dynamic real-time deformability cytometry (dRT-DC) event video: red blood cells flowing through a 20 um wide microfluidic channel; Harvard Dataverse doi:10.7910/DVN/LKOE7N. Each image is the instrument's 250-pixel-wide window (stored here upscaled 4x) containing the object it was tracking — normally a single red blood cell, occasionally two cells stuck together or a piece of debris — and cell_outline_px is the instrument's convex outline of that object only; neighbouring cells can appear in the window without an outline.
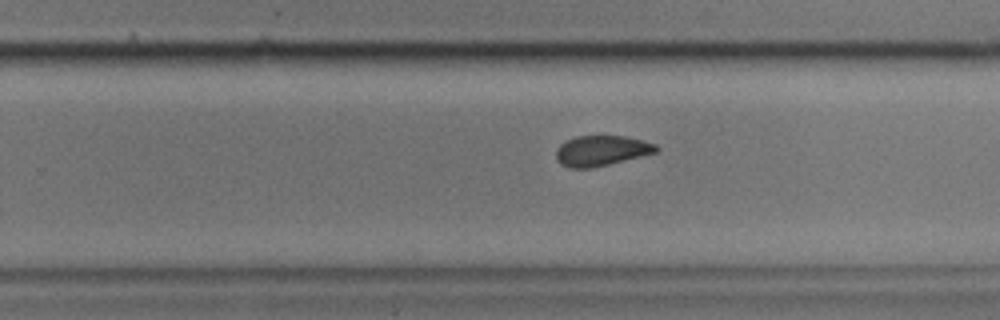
{"species": "common noctule bat (a hibernating species)", "species_latin": "Nyctalus noctula", "temperature_condition": "cold", "stored_images_in_passage": 43, "camera_frame_rate_fps": 3000, "um_per_image_px": 0.085, "animal": {"sex": "male", "body_mass_g": 17.9}, "frame": {"image": 1, "passage_image": 27, "time_ms": 8.667, "image_size_px": [1000, 320], "cell_outline_px": [[660, 148], [656, 152], [592, 168], [568, 168], [560, 164], [556, 160], [556, 148], [564, 140], [576, 136], [624, 136], [656, 144]], "centroid_in_image_um": [51.05, 12.81], "position_along_channel_um": 278.7, "area_um2": 17.69}}
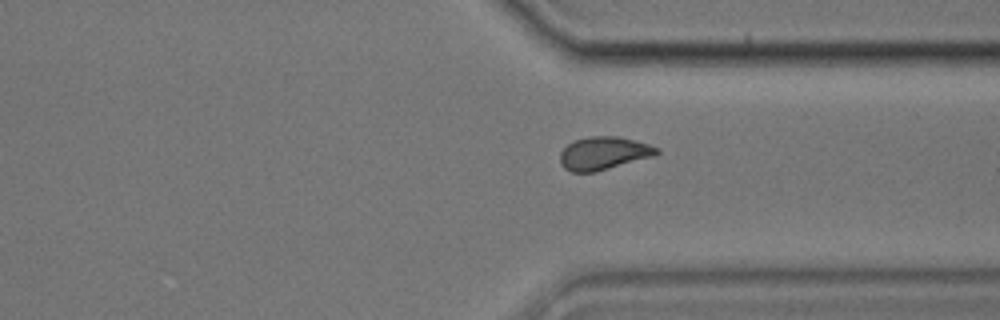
{"frame": {"image": 2, "passage_image": 34, "time_ms": 11.0, "image_size_px": [1000, 320], "cell_outline_px": [[660, 152], [656, 156], [596, 172], [572, 172], [564, 168], [560, 164], [560, 152], [568, 144], [576, 140], [592, 136], [620, 136], [648, 144], [660, 148]], "centroid_in_image_um": [51.35, 13.03], "position_along_channel_um": 360.1, "area_um2": 18.79}}
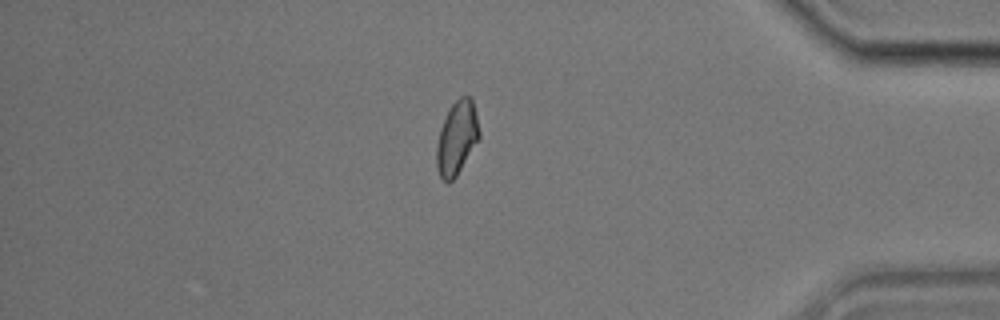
{"frame": {"image": 3, "passage_image": 40, "time_ms": 13.0, "image_size_px": [1000, 320], "cell_outline_px": [[480, 136], [456, 176], [448, 184], [440, 176], [436, 164], [436, 148], [440, 128], [452, 104], [460, 96], [472, 96], [480, 132]], "centroid_in_image_um": [38.83, 11.71], "position_along_channel_um": 396.4, "area_um2": 18.03}, "authors_computed_cell_mechanics": {"area_um2": 18.7272, "velocity_mm_per_s": 3.4825, "shape_relaxation_time_tau1_ms": 6.1076, "shape_relaxation_time_tau2_ms": 2.3818, "deformation_change_tau1": 0.1128, "deformation_change_tau2": 0.0515}}